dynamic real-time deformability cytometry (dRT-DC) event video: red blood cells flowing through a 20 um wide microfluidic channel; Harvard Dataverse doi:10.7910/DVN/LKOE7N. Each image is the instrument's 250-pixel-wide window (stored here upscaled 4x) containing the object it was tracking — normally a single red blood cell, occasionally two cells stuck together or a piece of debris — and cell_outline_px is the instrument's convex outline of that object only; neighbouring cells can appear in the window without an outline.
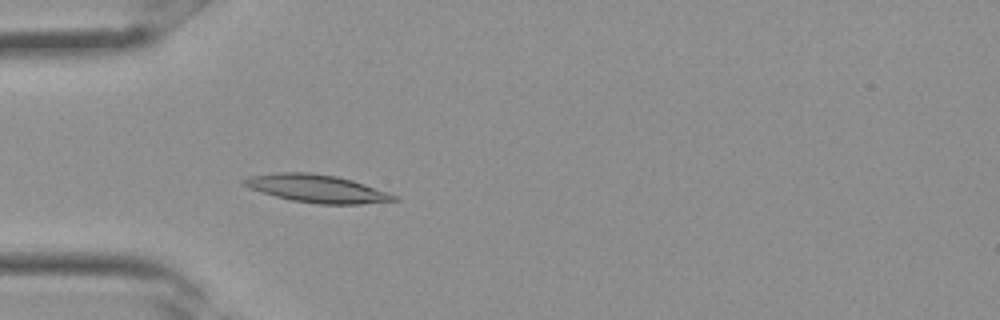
{"species": "Egyptian fruit bat (a non-hibernating species)", "species_latin": "Rousettus aegyptiacus", "temperature_condition": "room temperature", "stored_images_in_passage": 24, "camera_frame_rate_fps": 3000, "um_per_image_px": 0.085, "frame": {"image": 1, "passage_image": 1, "time_ms": 0.0, "image_size_px": [1000, 320], "cell_outline_px": [[400, 200], [360, 204], [320, 204], [292, 200], [276, 196], [248, 188], [240, 184], [240, 180], [248, 176], [280, 172], [308, 172], [336, 176], [352, 180], [400, 196]], "centroid_in_image_um": [26.92, 16.02], "position_along_channel_um": 58.1, "area_um2": 24.39}}
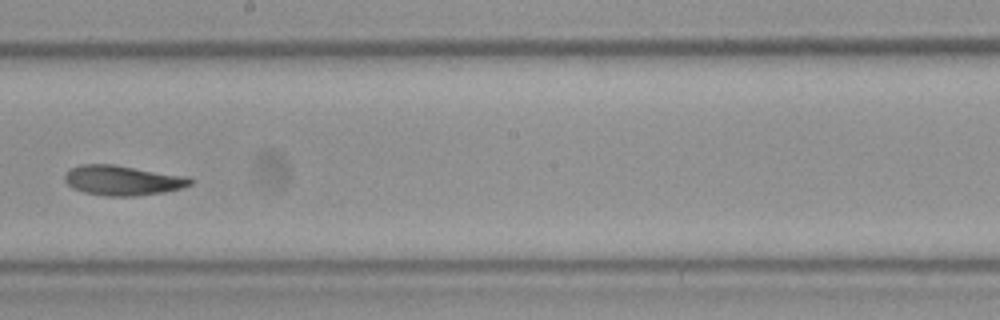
{"frame": {"image": 2, "passage_image": 10, "time_ms": 3.0, "image_size_px": [1000, 320], "cell_outline_px": [[196, 180], [192, 184], [180, 188], [164, 192], [136, 196], [108, 196], [84, 192], [72, 188], [64, 180], [64, 172], [80, 164], [116, 164], [188, 176]], "centroid_in_image_um": [10.44, 15.32], "position_along_channel_um": 237.8, "area_um2": 22.2}}
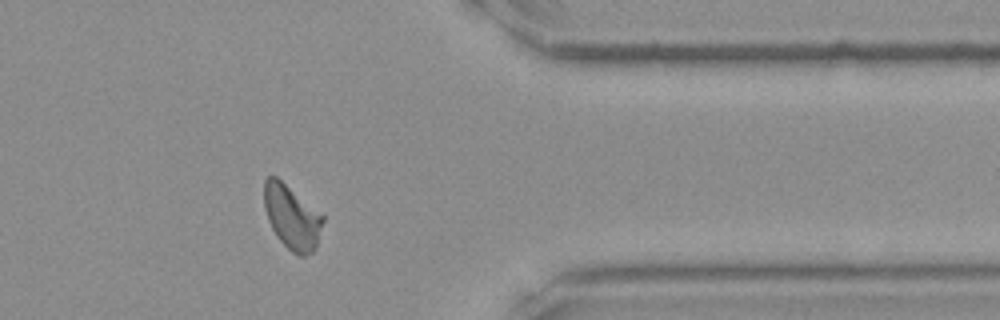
{"frame": {"image": 3, "passage_image": 18, "time_ms": 5.667, "image_size_px": [1000, 320], "cell_outline_px": [[324, 220], [316, 248], [312, 252], [304, 256], [300, 256], [292, 252], [276, 236], [268, 220], [264, 208], [264, 180], [268, 176], [276, 176], [324, 216]], "centroid_in_image_um": [24.8, 18.46], "position_along_channel_um": 386.6, "area_um2": 21.79}}